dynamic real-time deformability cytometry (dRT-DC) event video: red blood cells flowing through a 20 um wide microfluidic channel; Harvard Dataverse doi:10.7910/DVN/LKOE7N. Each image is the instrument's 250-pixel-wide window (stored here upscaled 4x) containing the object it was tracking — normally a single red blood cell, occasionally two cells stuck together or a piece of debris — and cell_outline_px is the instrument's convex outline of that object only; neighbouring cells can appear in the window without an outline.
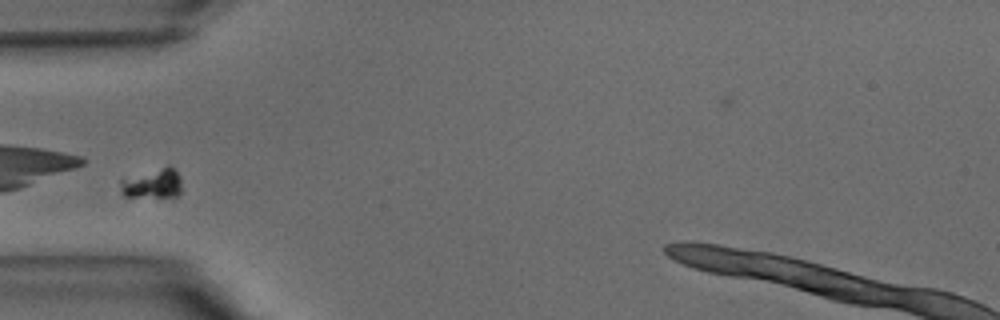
{"species": "common noctule bat (a hibernating species)", "species_latin": "Nyctalus noctula", "temperature_condition": "warm", "stored_images_in_passage": 41, "camera_frame_rate_fps": 3000, "um_per_image_px": 0.085, "animal": {"sex": "male", "body_mass_g": 15.6}, "frame": {"image": 1, "passage_image": 12, "time_ms": 3.667, "image_size_px": [1000, 320], "cell_outline_px": [[180, 192], [176, 196], [124, 196], [120, 192], [120, 180], [168, 164], [180, 176]], "centroid_in_image_um": [12.96, 15.58], "position_along_channel_um": 72.0, "area_um2": 10.46}}